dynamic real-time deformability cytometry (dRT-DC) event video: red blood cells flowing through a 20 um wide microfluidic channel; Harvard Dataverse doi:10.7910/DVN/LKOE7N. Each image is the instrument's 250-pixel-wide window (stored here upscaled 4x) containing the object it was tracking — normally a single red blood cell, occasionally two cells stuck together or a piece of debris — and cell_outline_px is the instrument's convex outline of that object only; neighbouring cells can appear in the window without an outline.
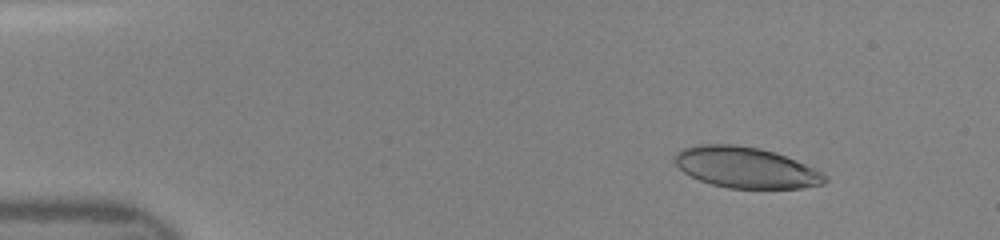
{"species": "human", "species_latin": "Homo sapiens", "temperature_condition": "room temperature", "stored_images_in_passage": 40, "camera_frame_rate_fps": 3000, "um_per_image_px": 0.085, "donor": {"sex": "female"}, "frame": {"image": 1, "passage_image": 6, "time_ms": 1.667, "image_size_px": [1000, 240], "cell_outline_px": [[828, 180], [824, 184], [800, 188], [728, 188], [712, 184], [700, 180], [684, 172], [676, 164], [672, 156], [680, 148], [696, 144], [732, 144], [760, 148], [776, 152], [796, 160], [824, 172], [828, 176]], "centroid_in_image_um": [63.4, 14.22], "position_along_channel_um": 21.6, "area_um2": 36.13}}
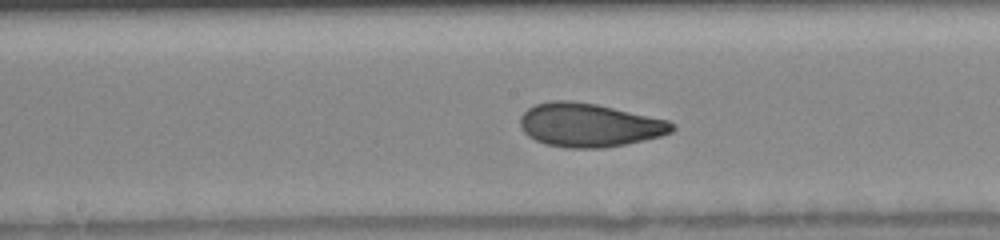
{"frame": {"image": 2, "passage_image": 25, "time_ms": 8.0, "image_size_px": [1000, 240], "cell_outline_px": [[676, 128], [672, 132], [660, 136], [644, 140], [604, 148], [568, 148], [544, 144], [528, 136], [520, 128], [520, 116], [528, 108], [536, 104], [552, 100], [568, 100], [596, 104], [668, 120], [676, 124]], "centroid_in_image_um": [50.07, 10.63], "position_along_channel_um": 198.1, "area_um2": 38.67}}
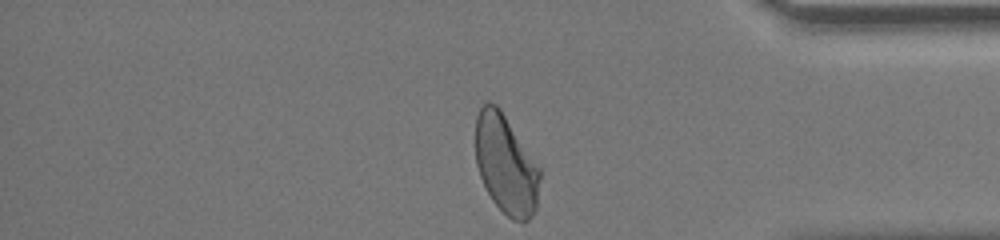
{"frame": {"image": 3, "passage_image": 40, "time_ms": 13.0, "image_size_px": [1000, 240], "cell_outline_px": [[540, 180], [536, 208], [532, 216], [524, 224], [512, 220], [492, 200], [480, 176], [476, 164], [476, 116], [480, 108], [484, 104], [496, 104], [500, 108], [540, 168]], "centroid_in_image_um": [43.01, 14.02], "position_along_channel_um": 392.2, "area_um2": 36.99}}